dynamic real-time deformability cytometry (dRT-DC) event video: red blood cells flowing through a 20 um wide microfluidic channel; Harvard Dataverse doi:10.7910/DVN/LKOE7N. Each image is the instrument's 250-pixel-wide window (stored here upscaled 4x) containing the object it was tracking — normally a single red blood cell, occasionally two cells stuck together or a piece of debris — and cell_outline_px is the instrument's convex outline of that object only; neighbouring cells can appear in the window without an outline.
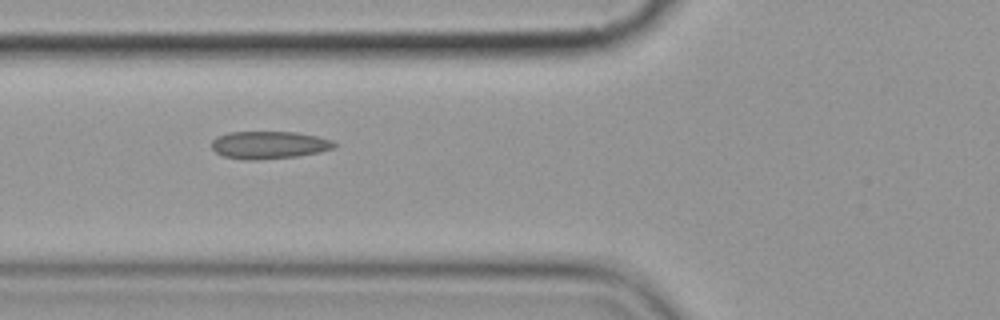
{"species": "common noctule bat (a hibernating species)", "species_latin": "Nyctalus noctula", "temperature_condition": "cold", "stored_images_in_passage": 13, "camera_frame_rate_fps": 3000, "um_per_image_px": 0.085, "animal": {"sex": "female", "body_mass_g": 19.9}, "frame": {"image": 1, "passage_image": 4, "time_ms": 4.333, "image_size_px": [1000, 320], "cell_outline_px": [[336, 148], [320, 152], [296, 156], [256, 160], [244, 160], [224, 156], [216, 152], [212, 148], [212, 140], [216, 136], [228, 132], [296, 132], [316, 136], [332, 140], [336, 144]], "centroid_in_image_um": [22.86, 12.32], "position_along_channel_um": 102.9, "area_um2": 19.77}}
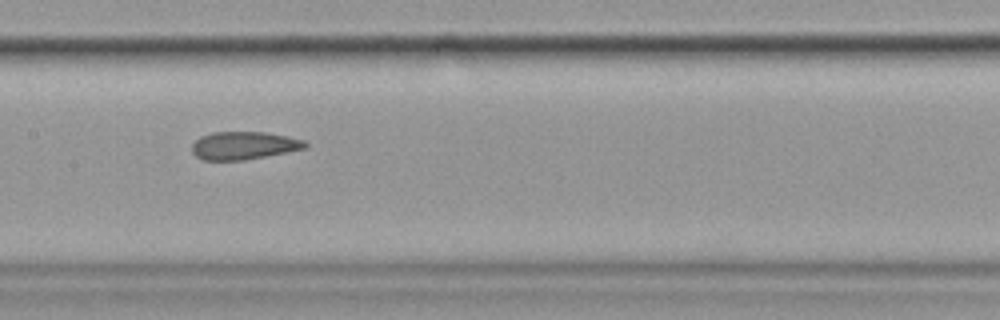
{"frame": {"image": 2, "passage_image": 6, "time_ms": 6.667, "image_size_px": [1000, 320], "cell_outline_px": [[308, 148], [288, 152], [244, 160], [204, 160], [196, 156], [192, 152], [192, 144], [200, 136], [212, 132], [264, 132], [288, 136], [304, 140], [308, 144]], "centroid_in_image_um": [20.74, 12.37], "position_along_channel_um": 186.7, "area_um2": 18.5}}
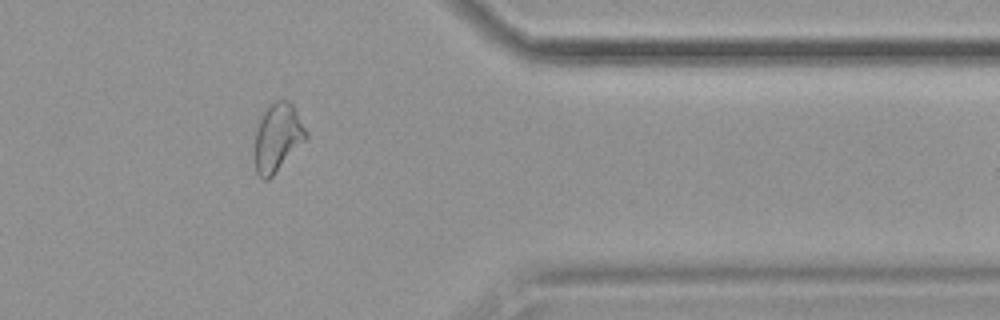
{"frame": {"image": 3, "passage_image": 11, "time_ms": 12.667, "image_size_px": [1000, 320], "cell_outline_px": [[308, 136], [272, 176], [268, 180], [264, 180], [256, 172], [256, 128], [268, 104], [276, 100], [288, 100], [292, 104], [308, 132]], "centroid_in_image_um": [23.6, 11.65], "position_along_channel_um": 387.8, "area_um2": 19.88}}